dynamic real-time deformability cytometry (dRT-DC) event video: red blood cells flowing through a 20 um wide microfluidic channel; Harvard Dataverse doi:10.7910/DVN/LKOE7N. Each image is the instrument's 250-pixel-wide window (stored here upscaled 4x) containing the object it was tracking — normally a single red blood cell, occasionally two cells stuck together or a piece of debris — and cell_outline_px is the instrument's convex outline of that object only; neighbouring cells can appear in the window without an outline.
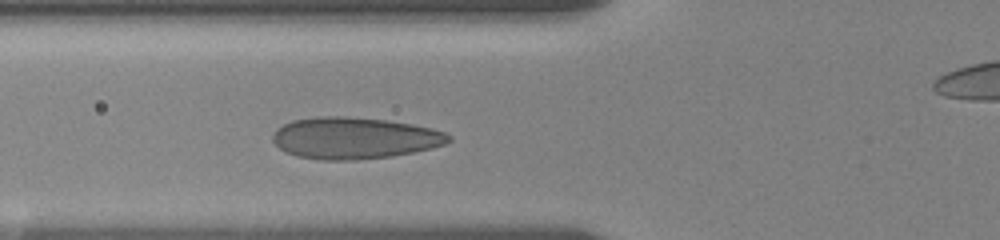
{"species": "human", "species_latin": "Homo sapiens", "temperature_condition": "room temperature", "stored_images_in_passage": 7, "camera_frame_rate_fps": 3000, "um_per_image_px": 0.085, "donor": {"sex": "female"}, "frame": {"image": 1, "passage_image": 7, "time_ms": 4.0, "image_size_px": [1000, 240], "cell_outline_px": [[452, 140], [444, 144], [432, 148], [392, 156], [356, 160], [324, 160], [296, 156], [280, 148], [272, 140], [272, 136], [276, 128], [292, 120], [316, 116], [348, 116], [384, 120], [412, 124], [432, 128], [444, 132], [452, 136]], "centroid_in_image_um": [30.12, 11.73], "position_along_channel_um": 95.7, "area_um2": 42.71}}